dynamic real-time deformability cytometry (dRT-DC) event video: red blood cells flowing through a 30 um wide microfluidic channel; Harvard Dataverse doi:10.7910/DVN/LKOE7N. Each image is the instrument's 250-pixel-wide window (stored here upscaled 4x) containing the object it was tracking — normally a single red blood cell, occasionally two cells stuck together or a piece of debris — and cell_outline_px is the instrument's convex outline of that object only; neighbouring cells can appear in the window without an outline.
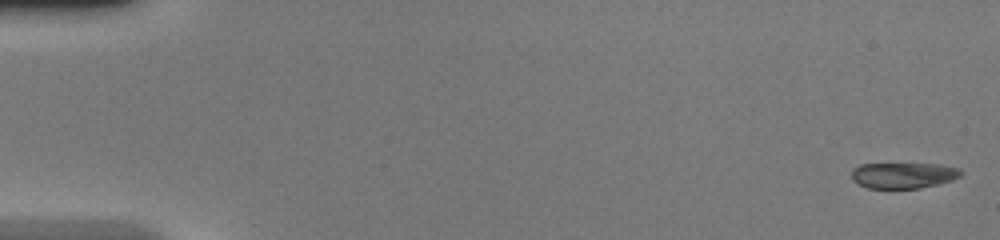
{"species": "common noctule bat (a hibernating species)", "species_latin": "Nyctalus noctula", "temperature_condition": "warm", "stored_images_in_passage": 13, "camera_frame_rate_fps": 3000, "um_per_image_px": 0.085, "animal": {"sex": "female", "body_mass_g": 20.0, "forearm_length_mm": 54.0}, "frame": {"image": 1, "passage_image": 1, "time_ms": 0.0, "image_size_px": [1000, 240], "cell_outline_px": [[964, 172], [960, 176], [952, 180], [920, 188], [868, 188], [852, 180], [852, 168], [860, 164], [940, 164], [960, 168]], "centroid_in_image_um": [76.8, 14.89], "position_along_channel_um": 8.2, "area_um2": 16.47}}